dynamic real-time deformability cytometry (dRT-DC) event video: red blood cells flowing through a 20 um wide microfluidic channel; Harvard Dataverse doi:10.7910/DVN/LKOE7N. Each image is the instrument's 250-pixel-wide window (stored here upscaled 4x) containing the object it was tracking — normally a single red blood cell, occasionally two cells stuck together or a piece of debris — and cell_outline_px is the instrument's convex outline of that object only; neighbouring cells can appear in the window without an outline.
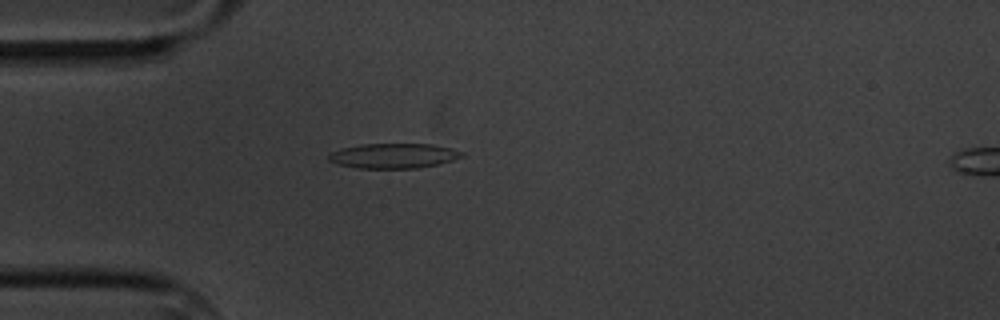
{"species": "common noctule bat (a hibernating species)", "species_latin": "Nyctalus noctula", "temperature_condition": "cold", "stored_images_in_passage": 8, "camera_frame_rate_fps": 3000, "um_per_image_px": 0.085, "animal": {"sex": "male", "body_mass_g": 20.1, "forearm_length_mm": 53.5}, "frame": {"image": 1, "passage_image": 5, "time_ms": 4.667, "image_size_px": [1000, 320], "cell_outline_px": [[464, 156], [452, 160], [436, 164], [416, 168], [356, 168], [336, 164], [328, 160], [328, 156], [332, 152], [340, 148], [360, 144], [432, 144], [452, 148], [464, 152]], "centroid_in_image_um": [33.43, 13.24], "position_along_channel_um": 51.6, "area_um2": 19.36}}
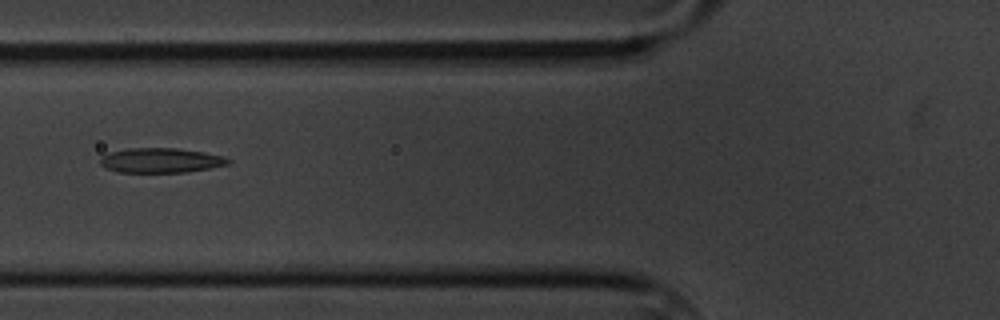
{"frame": {"image": 2, "passage_image": 7, "time_ms": 6.667, "image_size_px": [1000, 320], "cell_outline_px": [[232, 160], [228, 164], [208, 168], [184, 172], [120, 172], [104, 168], [100, 164], [100, 160], [108, 152], [128, 148], [176, 148], [204, 152], [224, 156]], "centroid_in_image_um": [13.65, 13.62], "position_along_channel_um": 112.1, "area_um2": 18.38}}
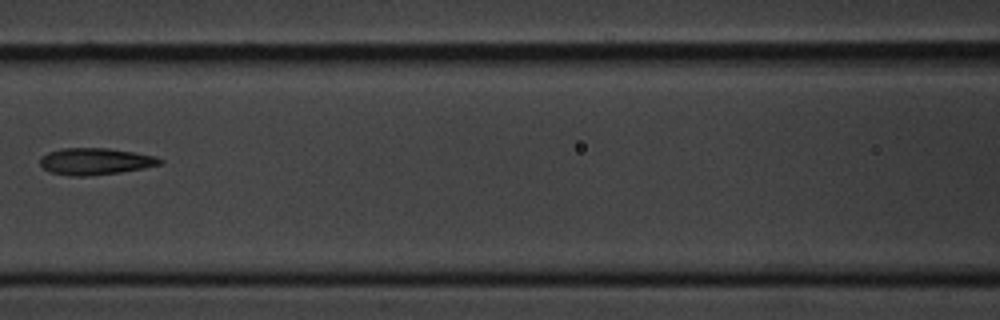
{"frame": {"image": 3, "passage_image": 8, "time_ms": 8.0, "image_size_px": [1000, 320], "cell_outline_px": [[164, 160], [160, 164], [144, 168], [120, 172], [88, 176], [68, 176], [48, 172], [40, 164], [40, 156], [48, 152], [60, 148], [108, 148], [156, 156]], "centroid_in_image_um": [8.06, 13.72], "position_along_channel_um": 158.5, "area_um2": 18.79}}